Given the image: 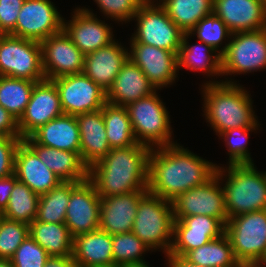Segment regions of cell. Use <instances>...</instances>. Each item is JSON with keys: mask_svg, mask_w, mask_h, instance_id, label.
Here are the masks:
<instances>
[{"mask_svg": "<svg viewBox=\"0 0 266 267\" xmlns=\"http://www.w3.org/2000/svg\"><path fill=\"white\" fill-rule=\"evenodd\" d=\"M199 155L179 142L151 148L148 192L172 202L180 194L208 182L216 175L217 163Z\"/></svg>", "mask_w": 266, "mask_h": 267, "instance_id": "1", "label": "cell"}, {"mask_svg": "<svg viewBox=\"0 0 266 267\" xmlns=\"http://www.w3.org/2000/svg\"><path fill=\"white\" fill-rule=\"evenodd\" d=\"M151 148L137 143L114 148L89 167L88 180L100 198L148 191L149 156Z\"/></svg>", "mask_w": 266, "mask_h": 267, "instance_id": "2", "label": "cell"}, {"mask_svg": "<svg viewBox=\"0 0 266 267\" xmlns=\"http://www.w3.org/2000/svg\"><path fill=\"white\" fill-rule=\"evenodd\" d=\"M200 87L202 116L214 135L234 128L260 127L251 92L244 85L221 82Z\"/></svg>", "mask_w": 266, "mask_h": 267, "instance_id": "3", "label": "cell"}, {"mask_svg": "<svg viewBox=\"0 0 266 267\" xmlns=\"http://www.w3.org/2000/svg\"><path fill=\"white\" fill-rule=\"evenodd\" d=\"M229 218L266 210V171L254 164H216Z\"/></svg>", "mask_w": 266, "mask_h": 267, "instance_id": "4", "label": "cell"}, {"mask_svg": "<svg viewBox=\"0 0 266 267\" xmlns=\"http://www.w3.org/2000/svg\"><path fill=\"white\" fill-rule=\"evenodd\" d=\"M160 91L156 90L150 96L126 106L136 141L150 148L168 146L178 141L174 137L170 111L162 101Z\"/></svg>", "mask_w": 266, "mask_h": 267, "instance_id": "5", "label": "cell"}, {"mask_svg": "<svg viewBox=\"0 0 266 267\" xmlns=\"http://www.w3.org/2000/svg\"><path fill=\"white\" fill-rule=\"evenodd\" d=\"M173 224L172 202L148 192L139 201L132 232L152 252L160 251L167 256L173 240Z\"/></svg>", "mask_w": 266, "mask_h": 267, "instance_id": "6", "label": "cell"}, {"mask_svg": "<svg viewBox=\"0 0 266 267\" xmlns=\"http://www.w3.org/2000/svg\"><path fill=\"white\" fill-rule=\"evenodd\" d=\"M221 71L225 83H240L233 77L266 71V28L232 33L221 54Z\"/></svg>", "mask_w": 266, "mask_h": 267, "instance_id": "7", "label": "cell"}, {"mask_svg": "<svg viewBox=\"0 0 266 267\" xmlns=\"http://www.w3.org/2000/svg\"><path fill=\"white\" fill-rule=\"evenodd\" d=\"M133 21L135 30L128 43H143L179 52L184 32L169 18L158 1L143 2Z\"/></svg>", "mask_w": 266, "mask_h": 267, "instance_id": "8", "label": "cell"}, {"mask_svg": "<svg viewBox=\"0 0 266 267\" xmlns=\"http://www.w3.org/2000/svg\"><path fill=\"white\" fill-rule=\"evenodd\" d=\"M225 234L241 266L257 265L266 250V210L229 218Z\"/></svg>", "mask_w": 266, "mask_h": 267, "instance_id": "9", "label": "cell"}, {"mask_svg": "<svg viewBox=\"0 0 266 267\" xmlns=\"http://www.w3.org/2000/svg\"><path fill=\"white\" fill-rule=\"evenodd\" d=\"M0 76L34 82L45 80L41 43L10 34H0Z\"/></svg>", "mask_w": 266, "mask_h": 267, "instance_id": "10", "label": "cell"}, {"mask_svg": "<svg viewBox=\"0 0 266 267\" xmlns=\"http://www.w3.org/2000/svg\"><path fill=\"white\" fill-rule=\"evenodd\" d=\"M86 6L78 5L72 9L71 19L64 17L63 20V31L84 55L110 45L117 38L112 23L109 24L108 19L101 20L92 8Z\"/></svg>", "mask_w": 266, "mask_h": 267, "instance_id": "11", "label": "cell"}, {"mask_svg": "<svg viewBox=\"0 0 266 267\" xmlns=\"http://www.w3.org/2000/svg\"><path fill=\"white\" fill-rule=\"evenodd\" d=\"M55 83L64 114L79 115L102 109L107 102V91L83 72L52 79Z\"/></svg>", "mask_w": 266, "mask_h": 267, "instance_id": "12", "label": "cell"}, {"mask_svg": "<svg viewBox=\"0 0 266 267\" xmlns=\"http://www.w3.org/2000/svg\"><path fill=\"white\" fill-rule=\"evenodd\" d=\"M52 0H24L10 35L42 42L63 31L64 17Z\"/></svg>", "mask_w": 266, "mask_h": 267, "instance_id": "13", "label": "cell"}, {"mask_svg": "<svg viewBox=\"0 0 266 267\" xmlns=\"http://www.w3.org/2000/svg\"><path fill=\"white\" fill-rule=\"evenodd\" d=\"M174 220L193 215L219 219L224 225L229 220L225 195L220 179L215 175L203 185L189 189L172 201Z\"/></svg>", "mask_w": 266, "mask_h": 267, "instance_id": "14", "label": "cell"}, {"mask_svg": "<svg viewBox=\"0 0 266 267\" xmlns=\"http://www.w3.org/2000/svg\"><path fill=\"white\" fill-rule=\"evenodd\" d=\"M127 44L129 45V59L143 71L156 90L175 86L180 76L178 53L143 43Z\"/></svg>", "mask_w": 266, "mask_h": 267, "instance_id": "15", "label": "cell"}, {"mask_svg": "<svg viewBox=\"0 0 266 267\" xmlns=\"http://www.w3.org/2000/svg\"><path fill=\"white\" fill-rule=\"evenodd\" d=\"M225 234V225L217 218L193 215L174 220L173 240L168 255L184 257L189 251L199 248Z\"/></svg>", "mask_w": 266, "mask_h": 267, "instance_id": "16", "label": "cell"}, {"mask_svg": "<svg viewBox=\"0 0 266 267\" xmlns=\"http://www.w3.org/2000/svg\"><path fill=\"white\" fill-rule=\"evenodd\" d=\"M60 96L52 80H42L34 85L30 101L18 120L21 139L30 137L49 121L63 115Z\"/></svg>", "mask_w": 266, "mask_h": 267, "instance_id": "17", "label": "cell"}, {"mask_svg": "<svg viewBox=\"0 0 266 267\" xmlns=\"http://www.w3.org/2000/svg\"><path fill=\"white\" fill-rule=\"evenodd\" d=\"M41 47L42 68L46 79L83 72L85 55L64 31L43 40Z\"/></svg>", "mask_w": 266, "mask_h": 267, "instance_id": "18", "label": "cell"}, {"mask_svg": "<svg viewBox=\"0 0 266 267\" xmlns=\"http://www.w3.org/2000/svg\"><path fill=\"white\" fill-rule=\"evenodd\" d=\"M100 206L101 198L89 180L80 182L71 191L65 225L73 239L99 229Z\"/></svg>", "mask_w": 266, "mask_h": 267, "instance_id": "19", "label": "cell"}, {"mask_svg": "<svg viewBox=\"0 0 266 267\" xmlns=\"http://www.w3.org/2000/svg\"><path fill=\"white\" fill-rule=\"evenodd\" d=\"M213 13L231 33L266 28L264 0H214Z\"/></svg>", "mask_w": 266, "mask_h": 267, "instance_id": "20", "label": "cell"}, {"mask_svg": "<svg viewBox=\"0 0 266 267\" xmlns=\"http://www.w3.org/2000/svg\"><path fill=\"white\" fill-rule=\"evenodd\" d=\"M191 39L194 38L189 33H184L177 55L178 72L184 68L190 72L206 75L201 86L221 83V54L210 45L201 41L192 43Z\"/></svg>", "mask_w": 266, "mask_h": 267, "instance_id": "21", "label": "cell"}, {"mask_svg": "<svg viewBox=\"0 0 266 267\" xmlns=\"http://www.w3.org/2000/svg\"><path fill=\"white\" fill-rule=\"evenodd\" d=\"M128 59V45L116 39L110 45L85 55L83 73L108 91Z\"/></svg>", "mask_w": 266, "mask_h": 267, "instance_id": "22", "label": "cell"}, {"mask_svg": "<svg viewBox=\"0 0 266 267\" xmlns=\"http://www.w3.org/2000/svg\"><path fill=\"white\" fill-rule=\"evenodd\" d=\"M147 193L134 191L101 198L99 229L110 235L131 232L139 201Z\"/></svg>", "mask_w": 266, "mask_h": 267, "instance_id": "23", "label": "cell"}, {"mask_svg": "<svg viewBox=\"0 0 266 267\" xmlns=\"http://www.w3.org/2000/svg\"><path fill=\"white\" fill-rule=\"evenodd\" d=\"M14 175L38 195L48 193L62 182L23 140L15 152Z\"/></svg>", "mask_w": 266, "mask_h": 267, "instance_id": "24", "label": "cell"}, {"mask_svg": "<svg viewBox=\"0 0 266 267\" xmlns=\"http://www.w3.org/2000/svg\"><path fill=\"white\" fill-rule=\"evenodd\" d=\"M23 141L37 154L40 160L63 182L88 180L89 167L77 152H70L37 144L31 137Z\"/></svg>", "mask_w": 266, "mask_h": 267, "instance_id": "25", "label": "cell"}, {"mask_svg": "<svg viewBox=\"0 0 266 267\" xmlns=\"http://www.w3.org/2000/svg\"><path fill=\"white\" fill-rule=\"evenodd\" d=\"M80 133V156L90 167L110 151L102 109L76 115Z\"/></svg>", "mask_w": 266, "mask_h": 267, "instance_id": "26", "label": "cell"}, {"mask_svg": "<svg viewBox=\"0 0 266 267\" xmlns=\"http://www.w3.org/2000/svg\"><path fill=\"white\" fill-rule=\"evenodd\" d=\"M155 91L156 88L148 81L143 71L128 59L107 91V102L127 106Z\"/></svg>", "mask_w": 266, "mask_h": 267, "instance_id": "27", "label": "cell"}, {"mask_svg": "<svg viewBox=\"0 0 266 267\" xmlns=\"http://www.w3.org/2000/svg\"><path fill=\"white\" fill-rule=\"evenodd\" d=\"M112 235L100 229L73 239L72 257L75 267L113 266Z\"/></svg>", "mask_w": 266, "mask_h": 267, "instance_id": "28", "label": "cell"}, {"mask_svg": "<svg viewBox=\"0 0 266 267\" xmlns=\"http://www.w3.org/2000/svg\"><path fill=\"white\" fill-rule=\"evenodd\" d=\"M37 144L80 154L77 118L63 114L41 126L30 136Z\"/></svg>", "mask_w": 266, "mask_h": 267, "instance_id": "29", "label": "cell"}, {"mask_svg": "<svg viewBox=\"0 0 266 267\" xmlns=\"http://www.w3.org/2000/svg\"><path fill=\"white\" fill-rule=\"evenodd\" d=\"M29 235L50 256H72L73 238L65 223L34 220L29 225Z\"/></svg>", "mask_w": 266, "mask_h": 267, "instance_id": "30", "label": "cell"}, {"mask_svg": "<svg viewBox=\"0 0 266 267\" xmlns=\"http://www.w3.org/2000/svg\"><path fill=\"white\" fill-rule=\"evenodd\" d=\"M169 18L189 33L200 20L213 13L214 0H158Z\"/></svg>", "mask_w": 266, "mask_h": 267, "instance_id": "31", "label": "cell"}, {"mask_svg": "<svg viewBox=\"0 0 266 267\" xmlns=\"http://www.w3.org/2000/svg\"><path fill=\"white\" fill-rule=\"evenodd\" d=\"M102 116L111 149L125 148L138 143L126 106L106 102L102 107Z\"/></svg>", "mask_w": 266, "mask_h": 267, "instance_id": "32", "label": "cell"}, {"mask_svg": "<svg viewBox=\"0 0 266 267\" xmlns=\"http://www.w3.org/2000/svg\"><path fill=\"white\" fill-rule=\"evenodd\" d=\"M184 258L202 267H240L235 259L230 240L226 234L199 248L189 251Z\"/></svg>", "mask_w": 266, "mask_h": 267, "instance_id": "33", "label": "cell"}, {"mask_svg": "<svg viewBox=\"0 0 266 267\" xmlns=\"http://www.w3.org/2000/svg\"><path fill=\"white\" fill-rule=\"evenodd\" d=\"M80 182H61L48 193L40 195L35 220L41 222L65 223L66 210L71 191Z\"/></svg>", "mask_w": 266, "mask_h": 267, "instance_id": "34", "label": "cell"}, {"mask_svg": "<svg viewBox=\"0 0 266 267\" xmlns=\"http://www.w3.org/2000/svg\"><path fill=\"white\" fill-rule=\"evenodd\" d=\"M36 83L27 79L0 76V105L19 120Z\"/></svg>", "mask_w": 266, "mask_h": 267, "instance_id": "35", "label": "cell"}, {"mask_svg": "<svg viewBox=\"0 0 266 267\" xmlns=\"http://www.w3.org/2000/svg\"><path fill=\"white\" fill-rule=\"evenodd\" d=\"M39 199L40 195L34 193L26 184L17 181L1 215L6 219L30 225L36 218Z\"/></svg>", "mask_w": 266, "mask_h": 267, "instance_id": "36", "label": "cell"}, {"mask_svg": "<svg viewBox=\"0 0 266 267\" xmlns=\"http://www.w3.org/2000/svg\"><path fill=\"white\" fill-rule=\"evenodd\" d=\"M112 242L113 266L148 263L144 257L152 250L132 231L112 235Z\"/></svg>", "mask_w": 266, "mask_h": 267, "instance_id": "37", "label": "cell"}, {"mask_svg": "<svg viewBox=\"0 0 266 267\" xmlns=\"http://www.w3.org/2000/svg\"><path fill=\"white\" fill-rule=\"evenodd\" d=\"M261 127H249V128H234L221 133L218 136V140L224 142L226 147V154L229 157L226 165H240V164H254V159L251 157L248 146L250 134H258ZM259 130V131H258Z\"/></svg>", "mask_w": 266, "mask_h": 267, "instance_id": "38", "label": "cell"}, {"mask_svg": "<svg viewBox=\"0 0 266 267\" xmlns=\"http://www.w3.org/2000/svg\"><path fill=\"white\" fill-rule=\"evenodd\" d=\"M198 41L210 45L218 53L222 54L228 47L231 32L225 23L214 13L205 16L189 32Z\"/></svg>", "mask_w": 266, "mask_h": 267, "instance_id": "39", "label": "cell"}, {"mask_svg": "<svg viewBox=\"0 0 266 267\" xmlns=\"http://www.w3.org/2000/svg\"><path fill=\"white\" fill-rule=\"evenodd\" d=\"M29 236V224L0 218V259H11Z\"/></svg>", "mask_w": 266, "mask_h": 267, "instance_id": "40", "label": "cell"}, {"mask_svg": "<svg viewBox=\"0 0 266 267\" xmlns=\"http://www.w3.org/2000/svg\"><path fill=\"white\" fill-rule=\"evenodd\" d=\"M101 12L102 18L114 23L130 24L138 12L143 0H93ZM103 14V15H102Z\"/></svg>", "mask_w": 266, "mask_h": 267, "instance_id": "41", "label": "cell"}, {"mask_svg": "<svg viewBox=\"0 0 266 267\" xmlns=\"http://www.w3.org/2000/svg\"><path fill=\"white\" fill-rule=\"evenodd\" d=\"M50 255L29 235L11 258L14 267H44Z\"/></svg>", "mask_w": 266, "mask_h": 267, "instance_id": "42", "label": "cell"}, {"mask_svg": "<svg viewBox=\"0 0 266 267\" xmlns=\"http://www.w3.org/2000/svg\"><path fill=\"white\" fill-rule=\"evenodd\" d=\"M21 138L0 135V178L14 174L15 152Z\"/></svg>", "mask_w": 266, "mask_h": 267, "instance_id": "43", "label": "cell"}, {"mask_svg": "<svg viewBox=\"0 0 266 267\" xmlns=\"http://www.w3.org/2000/svg\"><path fill=\"white\" fill-rule=\"evenodd\" d=\"M24 0H0V34H10L16 27Z\"/></svg>", "mask_w": 266, "mask_h": 267, "instance_id": "44", "label": "cell"}, {"mask_svg": "<svg viewBox=\"0 0 266 267\" xmlns=\"http://www.w3.org/2000/svg\"><path fill=\"white\" fill-rule=\"evenodd\" d=\"M0 135L21 138L18 120L0 105Z\"/></svg>", "mask_w": 266, "mask_h": 267, "instance_id": "45", "label": "cell"}, {"mask_svg": "<svg viewBox=\"0 0 266 267\" xmlns=\"http://www.w3.org/2000/svg\"><path fill=\"white\" fill-rule=\"evenodd\" d=\"M17 181L18 179L14 174L9 175L4 178H0V212L1 213L7 207L10 194Z\"/></svg>", "mask_w": 266, "mask_h": 267, "instance_id": "46", "label": "cell"}, {"mask_svg": "<svg viewBox=\"0 0 266 267\" xmlns=\"http://www.w3.org/2000/svg\"><path fill=\"white\" fill-rule=\"evenodd\" d=\"M44 267H75L72 256H50Z\"/></svg>", "mask_w": 266, "mask_h": 267, "instance_id": "47", "label": "cell"}, {"mask_svg": "<svg viewBox=\"0 0 266 267\" xmlns=\"http://www.w3.org/2000/svg\"><path fill=\"white\" fill-rule=\"evenodd\" d=\"M166 262L164 265L166 267H202L195 264L190 263L182 256H176V255H167L164 257Z\"/></svg>", "mask_w": 266, "mask_h": 267, "instance_id": "48", "label": "cell"}, {"mask_svg": "<svg viewBox=\"0 0 266 267\" xmlns=\"http://www.w3.org/2000/svg\"><path fill=\"white\" fill-rule=\"evenodd\" d=\"M0 267H14L11 259H0Z\"/></svg>", "mask_w": 266, "mask_h": 267, "instance_id": "49", "label": "cell"}, {"mask_svg": "<svg viewBox=\"0 0 266 267\" xmlns=\"http://www.w3.org/2000/svg\"><path fill=\"white\" fill-rule=\"evenodd\" d=\"M256 266H258V267H266V250H265V253H264V256H263L262 260Z\"/></svg>", "mask_w": 266, "mask_h": 267, "instance_id": "50", "label": "cell"}, {"mask_svg": "<svg viewBox=\"0 0 266 267\" xmlns=\"http://www.w3.org/2000/svg\"><path fill=\"white\" fill-rule=\"evenodd\" d=\"M150 263H145V264H138V265H126V266H122V267H150ZM153 267V266H152Z\"/></svg>", "mask_w": 266, "mask_h": 267, "instance_id": "51", "label": "cell"}, {"mask_svg": "<svg viewBox=\"0 0 266 267\" xmlns=\"http://www.w3.org/2000/svg\"><path fill=\"white\" fill-rule=\"evenodd\" d=\"M240 267H258L256 265H249V266H240Z\"/></svg>", "mask_w": 266, "mask_h": 267, "instance_id": "52", "label": "cell"}, {"mask_svg": "<svg viewBox=\"0 0 266 267\" xmlns=\"http://www.w3.org/2000/svg\"><path fill=\"white\" fill-rule=\"evenodd\" d=\"M144 2L158 1V0H143Z\"/></svg>", "mask_w": 266, "mask_h": 267, "instance_id": "53", "label": "cell"}]
</instances>
